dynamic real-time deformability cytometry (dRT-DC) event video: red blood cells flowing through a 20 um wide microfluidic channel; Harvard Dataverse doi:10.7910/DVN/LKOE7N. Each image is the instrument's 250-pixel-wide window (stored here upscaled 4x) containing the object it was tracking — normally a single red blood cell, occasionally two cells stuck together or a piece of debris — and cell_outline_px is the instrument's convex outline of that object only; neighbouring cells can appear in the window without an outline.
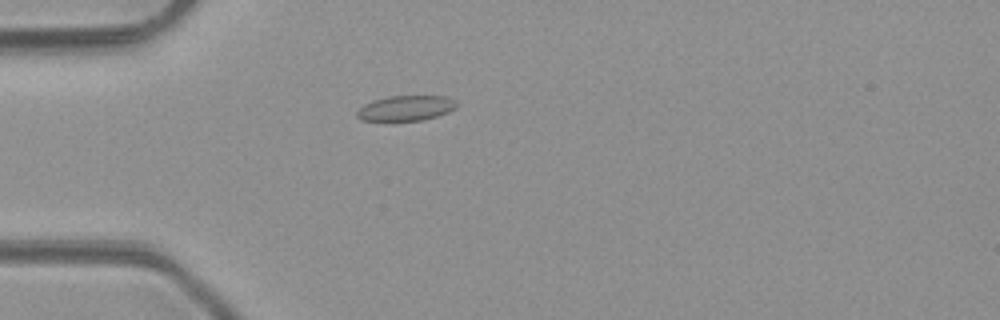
{"species": "common noctule bat (a hibernating species)", "species_latin": "Nyctalus noctula", "temperature_condition": "room temperature", "stored_images_in_passage": 1, "camera_frame_rate_fps": 3000, "um_per_image_px": 0.085, "animal": {"sex": "male", "body_mass_g": 23.1, "forearm_length_mm": 52.7}, "frame": {"image": 1, "passage_image": 1, "time_ms": 0.0, "image_size_px": [1000, 320], "cell_outline_px": [[460, 104], [456, 108], [448, 112], [424, 120], [392, 124], [384, 124], [360, 120], [356, 116], [356, 112], [364, 104], [388, 96], [444, 96], [456, 100]], "centroid_in_image_um": [34.46, 9.26], "position_along_channel_um": 50.5, "area_um2": 15.61}}